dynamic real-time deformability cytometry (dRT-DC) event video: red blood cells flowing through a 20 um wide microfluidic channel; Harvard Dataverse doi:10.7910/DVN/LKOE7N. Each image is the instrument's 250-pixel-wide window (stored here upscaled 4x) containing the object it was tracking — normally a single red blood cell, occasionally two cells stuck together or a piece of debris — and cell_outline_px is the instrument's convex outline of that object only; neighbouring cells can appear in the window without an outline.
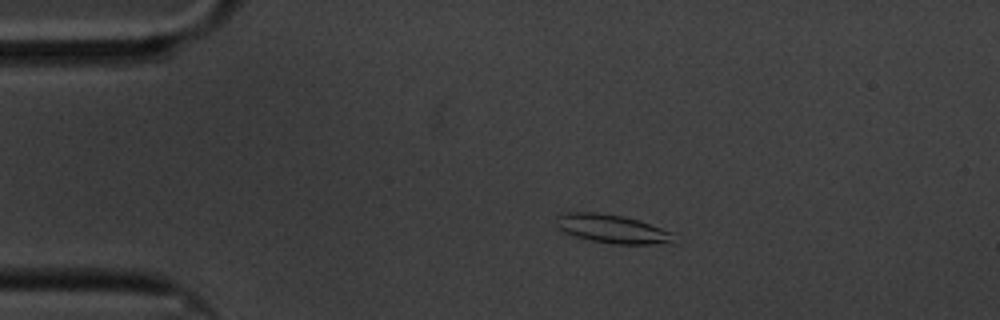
{"species": "common noctule bat (a hibernating species)", "species_latin": "Nyctalus noctula", "temperature_condition": "cold", "stored_images_in_passage": 49, "camera_frame_rate_fps": 3000, "um_per_image_px": 0.085, "animal": {"sex": "male", "body_mass_g": 20.1, "forearm_length_mm": 53.5}, "frame": {"image": 1, "passage_image": 1, "time_ms": 0.0, "image_size_px": [1000, 320], "cell_outline_px": [[672, 232], [668, 240], [652, 244], [612, 244], [592, 240], [576, 236], [564, 232], [560, 228], [556, 216], [560, 212], [596, 212], [624, 216]], "centroid_in_image_um": [51.9, 19.42], "position_along_channel_um": 33.1, "area_um2": 18.84}}
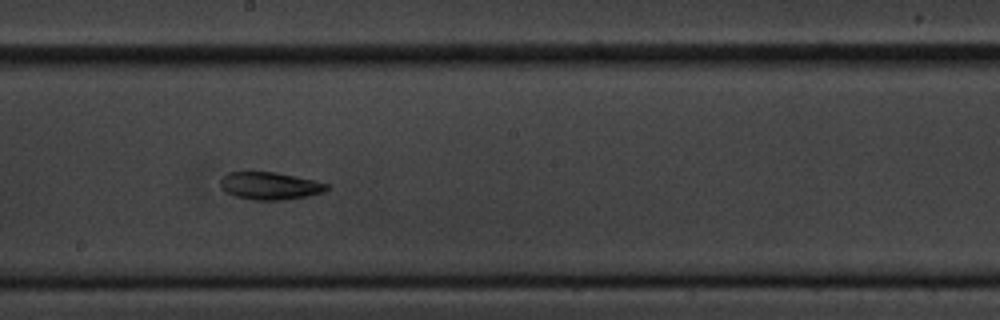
{"frame": {"image": 2, "passage_image": 22, "time_ms": 7.0, "image_size_px": [1000, 320], "cell_outline_px": [[328, 188], [324, 192], [308, 196], [284, 200], [252, 200], [236, 196], [224, 192], [220, 188], [220, 180], [228, 172], [276, 172], [312, 180], [328, 184]], "centroid_in_image_um": [22.91, 15.81], "position_along_channel_um": 225.3, "area_um2": 17.05}}
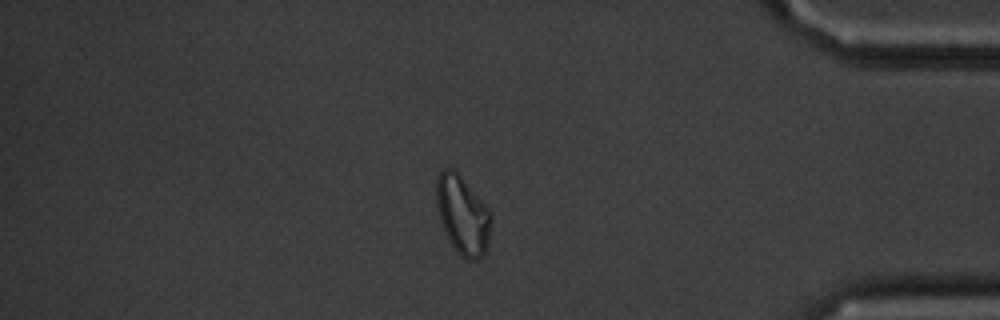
{"frame": {"image": 3, "passage_image": 40, "time_ms": 13.0, "image_size_px": [1000, 320], "cell_outline_px": [[492, 220], [488, 252], [484, 256], [476, 260], [468, 260], [460, 256], [456, 252], [440, 220], [436, 204], [436, 180], [440, 172], [444, 168], [452, 168], [460, 176], [488, 208], [492, 216]], "centroid_in_image_um": [39.35, 18.33], "position_along_channel_um": 395.8, "area_um2": 25.14}}